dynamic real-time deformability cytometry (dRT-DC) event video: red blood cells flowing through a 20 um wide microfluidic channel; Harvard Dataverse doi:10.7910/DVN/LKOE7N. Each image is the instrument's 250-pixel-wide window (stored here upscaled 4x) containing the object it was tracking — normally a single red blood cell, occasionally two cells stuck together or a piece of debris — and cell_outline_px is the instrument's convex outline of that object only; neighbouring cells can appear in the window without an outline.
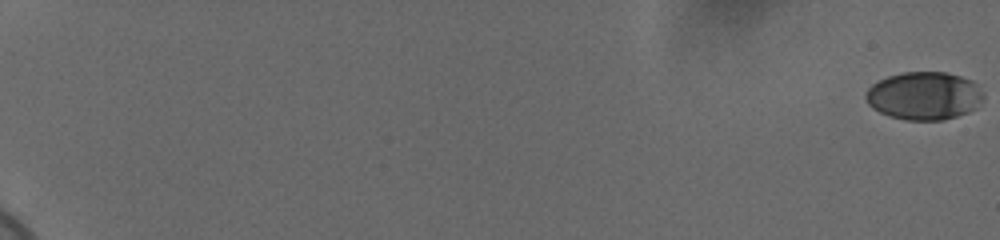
{"species": "human", "species_latin": "Homo sapiens", "temperature_condition": "cold", "stored_images_in_passage": 61, "camera_frame_rate_fps": 3000, "um_per_image_px": 0.085, "donor": {"sex": "female"}, "frame": {"image": 1, "passage_image": 1, "time_ms": 0.0, "image_size_px": [1000, 240], "cell_outline_px": [[984, 96], [976, 108], [968, 112], [956, 116], [940, 120], [904, 120], [888, 116], [872, 108], [868, 104], [864, 96], [868, 88], [872, 84], [888, 76], [904, 72], [948, 72], [972, 80], [976, 84]], "centroid_in_image_um": [78.53, 8.14], "position_along_channel_um": 6.5, "area_um2": 32.95}}
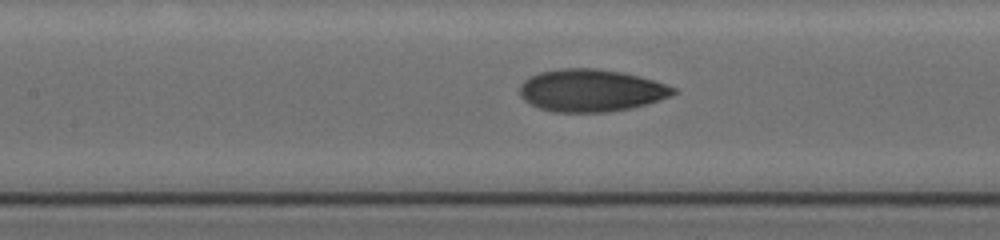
{"frame": {"image": 2, "passage_image": 33, "time_ms": 10.667, "image_size_px": [1000, 240], "cell_outline_px": [[680, 92], [660, 100], [648, 104], [632, 108], [608, 112], [552, 112], [540, 108], [524, 100], [520, 96], [520, 84], [528, 76], [540, 72], [560, 68], [596, 68], [620, 72], [652, 80], [676, 88]], "centroid_in_image_um": [50.23, 7.69], "position_along_channel_um": 157.2, "area_um2": 38.03}}
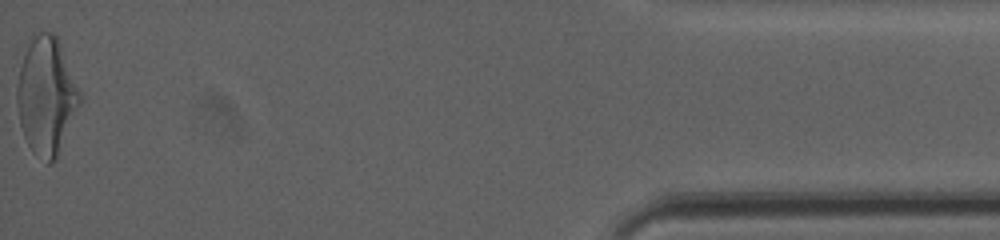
{"frame": {"image": 3, "passage_image": 61, "time_ms": 20.0, "image_size_px": [1000, 240], "cell_outline_px": [[80, 104], [56, 160], [52, 164], [48, 164], [32, 152], [24, 136], [20, 124], [16, 104], [16, 88], [20, 68], [32, 32], [52, 32], [56, 36], [60, 44], [80, 92]], "centroid_in_image_um": [3.92, 8.18], "position_along_channel_um": 431.3, "area_um2": 42.77}, "authors_computed_cell_mechanics": {"area_um2": 36.2406, "velocity_mm_per_s": 3.6989, "shape_relaxation_time_tau1_ms": 3.997, "shape_relaxation_time_tau2_ms": 1.5196, "deformation_change_tau1": 0.1771, "deformation_change_tau2": 0.0731}}